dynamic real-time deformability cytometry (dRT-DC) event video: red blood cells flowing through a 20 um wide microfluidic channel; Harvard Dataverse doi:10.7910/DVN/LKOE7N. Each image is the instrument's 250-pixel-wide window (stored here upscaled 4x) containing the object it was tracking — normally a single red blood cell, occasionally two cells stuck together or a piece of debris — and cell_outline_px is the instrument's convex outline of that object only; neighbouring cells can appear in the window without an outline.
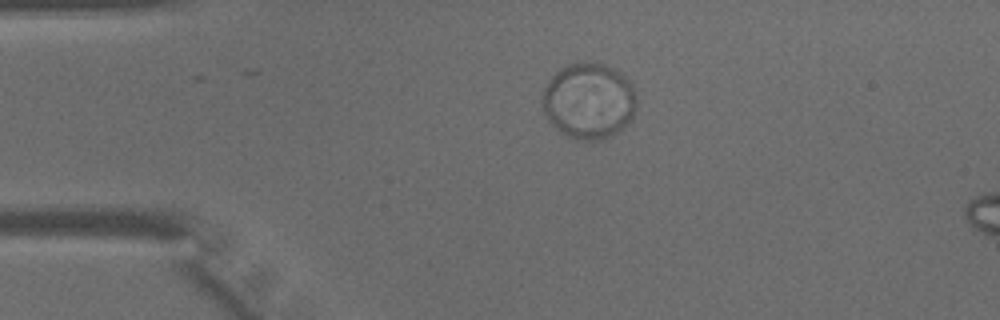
{"species": "common noctule bat (a hibernating species)", "species_latin": "Nyctalus noctula", "temperature_condition": "warm", "stored_images_in_passage": 4, "camera_frame_rate_fps": 3000, "um_per_image_px": 0.085, "animal": {"sex": "male", "body_mass_g": 15.6}, "frame": {"image": 1, "passage_image": 1, "time_ms": 0.0, "image_size_px": [1000, 320], "cell_outline_px": [[636, 108], [632, 116], [616, 132], [604, 140], [576, 140], [560, 132], [548, 120], [544, 112], [540, 100], [544, 88], [548, 80], [560, 68], [568, 64], [584, 60], [604, 64], [620, 72], [632, 84], [636, 96]], "centroid_in_image_um": [50.01, 8.55], "position_along_channel_um": 35.0, "area_um2": 42.02}}